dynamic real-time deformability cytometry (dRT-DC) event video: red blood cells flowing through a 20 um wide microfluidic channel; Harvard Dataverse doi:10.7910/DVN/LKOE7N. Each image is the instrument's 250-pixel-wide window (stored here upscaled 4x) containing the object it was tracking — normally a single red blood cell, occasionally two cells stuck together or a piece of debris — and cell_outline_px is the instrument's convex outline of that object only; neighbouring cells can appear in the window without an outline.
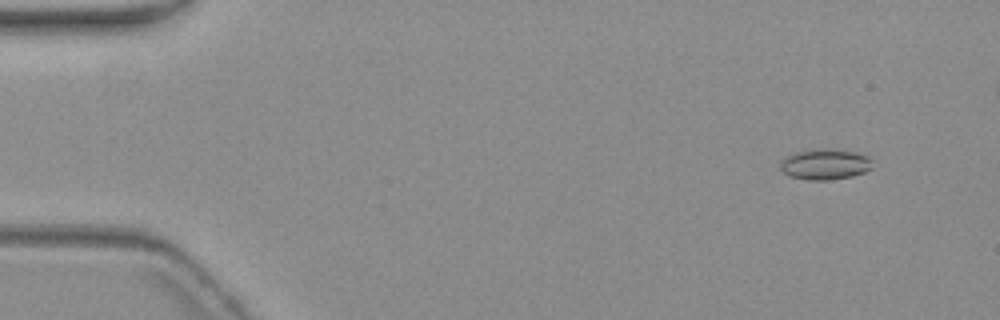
{"species": "common noctule bat (a hibernating species)", "species_latin": "Nyctalus noctula", "temperature_condition": "warm", "stored_images_in_passage": 7, "camera_frame_rate_fps": 3000, "um_per_image_px": 0.085, "animal": {"sex": "female", "body_mass_g": 19.3, "forearm_length_mm": 54.1}, "frame": {"image": 1, "passage_image": 2, "time_ms": 1.0, "image_size_px": [1000, 320], "cell_outline_px": [[872, 168], [864, 172], [852, 176], [828, 180], [808, 180], [788, 176], [780, 168], [780, 160], [784, 156], [796, 152], [816, 148], [828, 148], [856, 152], [868, 156], [872, 160]], "centroid_in_image_um": [70.11, 13.95], "position_along_channel_um": 14.9, "area_um2": 16.76}}
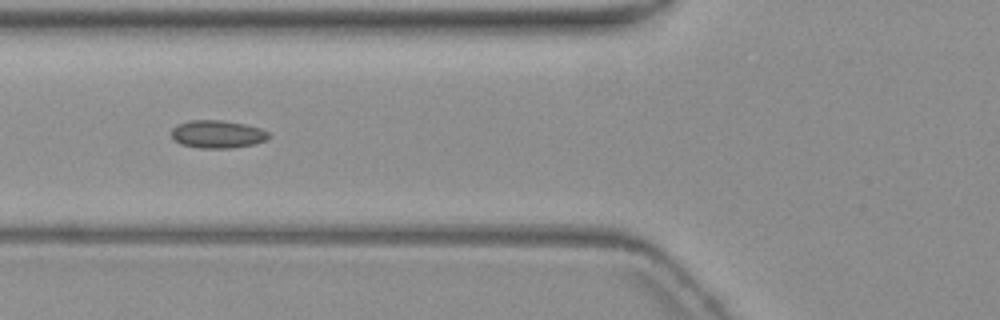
{"frame": {"image": 2, "passage_image": 6, "time_ms": 6.667, "image_size_px": [1000, 320], "cell_outline_px": [[272, 136], [264, 140], [252, 144], [232, 148], [200, 148], [180, 144], [172, 140], [172, 128], [188, 120], [220, 120], [244, 124], [260, 128], [268, 132]], "centroid_in_image_um": [18.46, 11.41], "position_along_channel_um": 107.3, "area_um2": 15.72}}
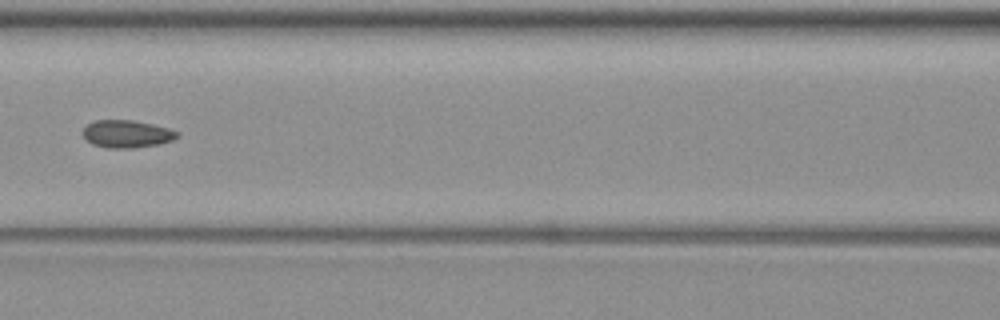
{"frame": {"image": 3, "passage_image": 7, "time_ms": 8.0, "image_size_px": [1000, 320], "cell_outline_px": [[180, 136], [172, 140], [160, 144], [132, 148], [104, 148], [92, 144], [80, 132], [88, 124], [96, 120], [132, 120], [152, 124], [168, 128], [180, 132]], "centroid_in_image_um": [10.79, 11.39], "position_along_channel_um": 155.8, "area_um2": 15.26}}